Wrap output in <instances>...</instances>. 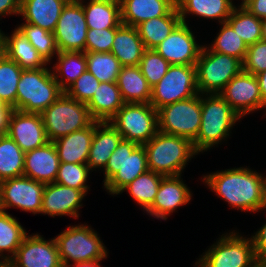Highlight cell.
<instances>
[{"label": "cell", "instance_id": "6da1fadb", "mask_svg": "<svg viewBox=\"0 0 266 267\" xmlns=\"http://www.w3.org/2000/svg\"><path fill=\"white\" fill-rule=\"evenodd\" d=\"M202 180L233 209L245 212L266 210L265 176L249 167L212 172L204 175Z\"/></svg>", "mask_w": 266, "mask_h": 267}, {"label": "cell", "instance_id": "7a4b0ae2", "mask_svg": "<svg viewBox=\"0 0 266 267\" xmlns=\"http://www.w3.org/2000/svg\"><path fill=\"white\" fill-rule=\"evenodd\" d=\"M240 119L220 94H201V125L192 142L195 151L200 154L218 146L230 136L231 129Z\"/></svg>", "mask_w": 266, "mask_h": 267}, {"label": "cell", "instance_id": "3957f363", "mask_svg": "<svg viewBox=\"0 0 266 267\" xmlns=\"http://www.w3.org/2000/svg\"><path fill=\"white\" fill-rule=\"evenodd\" d=\"M143 146L147 154L148 170L163 176L181 175L187 162L198 155L190 140L160 131Z\"/></svg>", "mask_w": 266, "mask_h": 267}, {"label": "cell", "instance_id": "277c9868", "mask_svg": "<svg viewBox=\"0 0 266 267\" xmlns=\"http://www.w3.org/2000/svg\"><path fill=\"white\" fill-rule=\"evenodd\" d=\"M147 170L144 146L122 139L102 170L105 177L104 188L110 195H119L128 184Z\"/></svg>", "mask_w": 266, "mask_h": 267}, {"label": "cell", "instance_id": "5b68a950", "mask_svg": "<svg viewBox=\"0 0 266 267\" xmlns=\"http://www.w3.org/2000/svg\"><path fill=\"white\" fill-rule=\"evenodd\" d=\"M64 91L55 81L51 68L22 70L16 94V110L42 113Z\"/></svg>", "mask_w": 266, "mask_h": 267}, {"label": "cell", "instance_id": "8992f818", "mask_svg": "<svg viewBox=\"0 0 266 267\" xmlns=\"http://www.w3.org/2000/svg\"><path fill=\"white\" fill-rule=\"evenodd\" d=\"M63 267H69L85 261L105 260L107 248L91 226L78 224L67 227L54 237Z\"/></svg>", "mask_w": 266, "mask_h": 267}, {"label": "cell", "instance_id": "52a82bcc", "mask_svg": "<svg viewBox=\"0 0 266 267\" xmlns=\"http://www.w3.org/2000/svg\"><path fill=\"white\" fill-rule=\"evenodd\" d=\"M41 116L50 142L86 128L95 121L85 103L69 97L65 92Z\"/></svg>", "mask_w": 266, "mask_h": 267}, {"label": "cell", "instance_id": "ba28073f", "mask_svg": "<svg viewBox=\"0 0 266 267\" xmlns=\"http://www.w3.org/2000/svg\"><path fill=\"white\" fill-rule=\"evenodd\" d=\"M195 66L200 94H219L243 70V62L238 58L212 51L205 45Z\"/></svg>", "mask_w": 266, "mask_h": 267}, {"label": "cell", "instance_id": "9c48e42d", "mask_svg": "<svg viewBox=\"0 0 266 267\" xmlns=\"http://www.w3.org/2000/svg\"><path fill=\"white\" fill-rule=\"evenodd\" d=\"M197 260L194 267H251L256 262L251 238L234 230L222 234Z\"/></svg>", "mask_w": 266, "mask_h": 267}, {"label": "cell", "instance_id": "30bf717a", "mask_svg": "<svg viewBox=\"0 0 266 267\" xmlns=\"http://www.w3.org/2000/svg\"><path fill=\"white\" fill-rule=\"evenodd\" d=\"M109 122L123 139L143 145L158 132V111L150 103H125Z\"/></svg>", "mask_w": 266, "mask_h": 267}, {"label": "cell", "instance_id": "8fae6325", "mask_svg": "<svg viewBox=\"0 0 266 267\" xmlns=\"http://www.w3.org/2000/svg\"><path fill=\"white\" fill-rule=\"evenodd\" d=\"M201 125V94L158 110V131L193 142Z\"/></svg>", "mask_w": 266, "mask_h": 267}, {"label": "cell", "instance_id": "7c38bea8", "mask_svg": "<svg viewBox=\"0 0 266 267\" xmlns=\"http://www.w3.org/2000/svg\"><path fill=\"white\" fill-rule=\"evenodd\" d=\"M195 65H170L166 74L151 89L150 104L160 108L198 95Z\"/></svg>", "mask_w": 266, "mask_h": 267}, {"label": "cell", "instance_id": "4fadbf2b", "mask_svg": "<svg viewBox=\"0 0 266 267\" xmlns=\"http://www.w3.org/2000/svg\"><path fill=\"white\" fill-rule=\"evenodd\" d=\"M87 23L79 0H69L64 6L53 32L58 52H85Z\"/></svg>", "mask_w": 266, "mask_h": 267}, {"label": "cell", "instance_id": "5bb4252c", "mask_svg": "<svg viewBox=\"0 0 266 267\" xmlns=\"http://www.w3.org/2000/svg\"><path fill=\"white\" fill-rule=\"evenodd\" d=\"M45 184L26 176L9 178L0 182V205L2 211L17 208L32 214H40Z\"/></svg>", "mask_w": 266, "mask_h": 267}, {"label": "cell", "instance_id": "9a60e30c", "mask_svg": "<svg viewBox=\"0 0 266 267\" xmlns=\"http://www.w3.org/2000/svg\"><path fill=\"white\" fill-rule=\"evenodd\" d=\"M219 94L241 118L262 108L266 110L257 77L244 70L233 77Z\"/></svg>", "mask_w": 266, "mask_h": 267}, {"label": "cell", "instance_id": "2e32d148", "mask_svg": "<svg viewBox=\"0 0 266 267\" xmlns=\"http://www.w3.org/2000/svg\"><path fill=\"white\" fill-rule=\"evenodd\" d=\"M187 23L181 22L154 50L171 65H196L203 45Z\"/></svg>", "mask_w": 266, "mask_h": 267}, {"label": "cell", "instance_id": "e0dca14e", "mask_svg": "<svg viewBox=\"0 0 266 267\" xmlns=\"http://www.w3.org/2000/svg\"><path fill=\"white\" fill-rule=\"evenodd\" d=\"M14 267H63L55 238L45 240L40 234H27L15 256Z\"/></svg>", "mask_w": 266, "mask_h": 267}, {"label": "cell", "instance_id": "ac0fdd59", "mask_svg": "<svg viewBox=\"0 0 266 267\" xmlns=\"http://www.w3.org/2000/svg\"><path fill=\"white\" fill-rule=\"evenodd\" d=\"M7 135L24 153L45 146L50 142L40 113H25L14 110L9 120Z\"/></svg>", "mask_w": 266, "mask_h": 267}, {"label": "cell", "instance_id": "d6986e66", "mask_svg": "<svg viewBox=\"0 0 266 267\" xmlns=\"http://www.w3.org/2000/svg\"><path fill=\"white\" fill-rule=\"evenodd\" d=\"M179 176H165L159 185L153 204L145 211L147 215L167 220V216L192 199V193Z\"/></svg>", "mask_w": 266, "mask_h": 267}, {"label": "cell", "instance_id": "ffe728a7", "mask_svg": "<svg viewBox=\"0 0 266 267\" xmlns=\"http://www.w3.org/2000/svg\"><path fill=\"white\" fill-rule=\"evenodd\" d=\"M86 193L82 190L63 186L53 182L45 184L42 195V208L40 214L51 217L70 216L74 219L79 217V208Z\"/></svg>", "mask_w": 266, "mask_h": 267}, {"label": "cell", "instance_id": "44dd1931", "mask_svg": "<svg viewBox=\"0 0 266 267\" xmlns=\"http://www.w3.org/2000/svg\"><path fill=\"white\" fill-rule=\"evenodd\" d=\"M59 157L53 142L25 153L23 176L43 184L55 182Z\"/></svg>", "mask_w": 266, "mask_h": 267}, {"label": "cell", "instance_id": "7402d4cb", "mask_svg": "<svg viewBox=\"0 0 266 267\" xmlns=\"http://www.w3.org/2000/svg\"><path fill=\"white\" fill-rule=\"evenodd\" d=\"M122 139L121 134L109 121H94V136L87 160V165L92 172L96 168H102V170L105 168L109 157Z\"/></svg>", "mask_w": 266, "mask_h": 267}, {"label": "cell", "instance_id": "603a6c76", "mask_svg": "<svg viewBox=\"0 0 266 267\" xmlns=\"http://www.w3.org/2000/svg\"><path fill=\"white\" fill-rule=\"evenodd\" d=\"M69 0H21L20 15L25 23L54 32L62 10Z\"/></svg>", "mask_w": 266, "mask_h": 267}, {"label": "cell", "instance_id": "cb8c5ba5", "mask_svg": "<svg viewBox=\"0 0 266 267\" xmlns=\"http://www.w3.org/2000/svg\"><path fill=\"white\" fill-rule=\"evenodd\" d=\"M94 136V122L53 141L59 161L65 163L87 164L89 150Z\"/></svg>", "mask_w": 266, "mask_h": 267}, {"label": "cell", "instance_id": "d4e9b609", "mask_svg": "<svg viewBox=\"0 0 266 267\" xmlns=\"http://www.w3.org/2000/svg\"><path fill=\"white\" fill-rule=\"evenodd\" d=\"M175 6L173 0H122L121 22L136 27L152 18L166 16Z\"/></svg>", "mask_w": 266, "mask_h": 267}, {"label": "cell", "instance_id": "484cf974", "mask_svg": "<svg viewBox=\"0 0 266 267\" xmlns=\"http://www.w3.org/2000/svg\"><path fill=\"white\" fill-rule=\"evenodd\" d=\"M145 50L136 27L121 24L117 28L111 53L122 66H138Z\"/></svg>", "mask_w": 266, "mask_h": 267}, {"label": "cell", "instance_id": "4316f807", "mask_svg": "<svg viewBox=\"0 0 266 267\" xmlns=\"http://www.w3.org/2000/svg\"><path fill=\"white\" fill-rule=\"evenodd\" d=\"M4 54L23 70L39 69L48 65L17 27L11 36L4 34Z\"/></svg>", "mask_w": 266, "mask_h": 267}, {"label": "cell", "instance_id": "83f0119b", "mask_svg": "<svg viewBox=\"0 0 266 267\" xmlns=\"http://www.w3.org/2000/svg\"><path fill=\"white\" fill-rule=\"evenodd\" d=\"M124 104L116 82H100L91 100L86 105L95 121L107 122Z\"/></svg>", "mask_w": 266, "mask_h": 267}, {"label": "cell", "instance_id": "f1b7e54d", "mask_svg": "<svg viewBox=\"0 0 266 267\" xmlns=\"http://www.w3.org/2000/svg\"><path fill=\"white\" fill-rule=\"evenodd\" d=\"M181 21L187 23V15L226 22L234 7L233 0H179L176 3ZM190 13V14H189Z\"/></svg>", "mask_w": 266, "mask_h": 267}, {"label": "cell", "instance_id": "f546056e", "mask_svg": "<svg viewBox=\"0 0 266 267\" xmlns=\"http://www.w3.org/2000/svg\"><path fill=\"white\" fill-rule=\"evenodd\" d=\"M79 1L83 6L88 29L118 28L122 24L120 2L114 0Z\"/></svg>", "mask_w": 266, "mask_h": 267}, {"label": "cell", "instance_id": "4dcf8cb0", "mask_svg": "<svg viewBox=\"0 0 266 267\" xmlns=\"http://www.w3.org/2000/svg\"><path fill=\"white\" fill-rule=\"evenodd\" d=\"M116 83L125 103H150L152 87L139 66H122Z\"/></svg>", "mask_w": 266, "mask_h": 267}, {"label": "cell", "instance_id": "1f68e13d", "mask_svg": "<svg viewBox=\"0 0 266 267\" xmlns=\"http://www.w3.org/2000/svg\"><path fill=\"white\" fill-rule=\"evenodd\" d=\"M175 6L166 16L155 17L136 26L146 49H154L181 23Z\"/></svg>", "mask_w": 266, "mask_h": 267}, {"label": "cell", "instance_id": "d6a6232c", "mask_svg": "<svg viewBox=\"0 0 266 267\" xmlns=\"http://www.w3.org/2000/svg\"><path fill=\"white\" fill-rule=\"evenodd\" d=\"M57 62L52 72L59 87L65 91L80 75L87 70L85 52L64 51L56 55Z\"/></svg>", "mask_w": 266, "mask_h": 267}, {"label": "cell", "instance_id": "836d02e7", "mask_svg": "<svg viewBox=\"0 0 266 267\" xmlns=\"http://www.w3.org/2000/svg\"><path fill=\"white\" fill-rule=\"evenodd\" d=\"M27 234L16 218L0 211V259L11 260ZM6 252L8 255H4Z\"/></svg>", "mask_w": 266, "mask_h": 267}, {"label": "cell", "instance_id": "e575fe53", "mask_svg": "<svg viewBox=\"0 0 266 267\" xmlns=\"http://www.w3.org/2000/svg\"><path fill=\"white\" fill-rule=\"evenodd\" d=\"M164 177L161 174L147 170L128 184L121 193L125 190L129 192L133 200L143 208V211H146L153 204L161 180Z\"/></svg>", "mask_w": 266, "mask_h": 267}, {"label": "cell", "instance_id": "d590c367", "mask_svg": "<svg viewBox=\"0 0 266 267\" xmlns=\"http://www.w3.org/2000/svg\"><path fill=\"white\" fill-rule=\"evenodd\" d=\"M25 153L8 135L0 136V182L23 176Z\"/></svg>", "mask_w": 266, "mask_h": 267}, {"label": "cell", "instance_id": "8d00e7d4", "mask_svg": "<svg viewBox=\"0 0 266 267\" xmlns=\"http://www.w3.org/2000/svg\"><path fill=\"white\" fill-rule=\"evenodd\" d=\"M226 22L249 46L262 40V19L257 18L244 7H234Z\"/></svg>", "mask_w": 266, "mask_h": 267}, {"label": "cell", "instance_id": "74e56055", "mask_svg": "<svg viewBox=\"0 0 266 267\" xmlns=\"http://www.w3.org/2000/svg\"><path fill=\"white\" fill-rule=\"evenodd\" d=\"M87 70L99 82H116L122 65L111 52H85Z\"/></svg>", "mask_w": 266, "mask_h": 267}, {"label": "cell", "instance_id": "f35d334b", "mask_svg": "<svg viewBox=\"0 0 266 267\" xmlns=\"http://www.w3.org/2000/svg\"><path fill=\"white\" fill-rule=\"evenodd\" d=\"M22 68L5 54L0 56V99L16 110L17 85Z\"/></svg>", "mask_w": 266, "mask_h": 267}, {"label": "cell", "instance_id": "ab89813d", "mask_svg": "<svg viewBox=\"0 0 266 267\" xmlns=\"http://www.w3.org/2000/svg\"><path fill=\"white\" fill-rule=\"evenodd\" d=\"M217 35L214 41H212L213 43L209 44L208 47L212 51L234 56L243 62L248 45L237 32L227 22H222L221 29Z\"/></svg>", "mask_w": 266, "mask_h": 267}, {"label": "cell", "instance_id": "60d3db41", "mask_svg": "<svg viewBox=\"0 0 266 267\" xmlns=\"http://www.w3.org/2000/svg\"><path fill=\"white\" fill-rule=\"evenodd\" d=\"M17 28L23 33L42 58L48 64L51 63L53 56L58 54L53 32L25 22L18 25Z\"/></svg>", "mask_w": 266, "mask_h": 267}, {"label": "cell", "instance_id": "b9f144b4", "mask_svg": "<svg viewBox=\"0 0 266 267\" xmlns=\"http://www.w3.org/2000/svg\"><path fill=\"white\" fill-rule=\"evenodd\" d=\"M90 171L87 164L60 162L55 182L87 194L90 186L86 183Z\"/></svg>", "mask_w": 266, "mask_h": 267}, {"label": "cell", "instance_id": "7bdbcfd3", "mask_svg": "<svg viewBox=\"0 0 266 267\" xmlns=\"http://www.w3.org/2000/svg\"><path fill=\"white\" fill-rule=\"evenodd\" d=\"M170 65L154 49H146L138 66L148 84L153 87L166 74Z\"/></svg>", "mask_w": 266, "mask_h": 267}, {"label": "cell", "instance_id": "ee69618b", "mask_svg": "<svg viewBox=\"0 0 266 267\" xmlns=\"http://www.w3.org/2000/svg\"><path fill=\"white\" fill-rule=\"evenodd\" d=\"M100 82L88 70L83 72L64 92L71 98L87 104L95 91L97 90Z\"/></svg>", "mask_w": 266, "mask_h": 267}, {"label": "cell", "instance_id": "f6af8a7d", "mask_svg": "<svg viewBox=\"0 0 266 267\" xmlns=\"http://www.w3.org/2000/svg\"><path fill=\"white\" fill-rule=\"evenodd\" d=\"M117 28L88 29L85 52H111Z\"/></svg>", "mask_w": 266, "mask_h": 267}, {"label": "cell", "instance_id": "bcb514c9", "mask_svg": "<svg viewBox=\"0 0 266 267\" xmlns=\"http://www.w3.org/2000/svg\"><path fill=\"white\" fill-rule=\"evenodd\" d=\"M243 70L253 75L266 70V41L260 40L248 46L243 61Z\"/></svg>", "mask_w": 266, "mask_h": 267}, {"label": "cell", "instance_id": "7dc6e473", "mask_svg": "<svg viewBox=\"0 0 266 267\" xmlns=\"http://www.w3.org/2000/svg\"><path fill=\"white\" fill-rule=\"evenodd\" d=\"M251 236L256 261L266 262V223Z\"/></svg>", "mask_w": 266, "mask_h": 267}, {"label": "cell", "instance_id": "c3c4849f", "mask_svg": "<svg viewBox=\"0 0 266 267\" xmlns=\"http://www.w3.org/2000/svg\"><path fill=\"white\" fill-rule=\"evenodd\" d=\"M20 4L21 0H0V17L12 14L19 16Z\"/></svg>", "mask_w": 266, "mask_h": 267}, {"label": "cell", "instance_id": "681fc988", "mask_svg": "<svg viewBox=\"0 0 266 267\" xmlns=\"http://www.w3.org/2000/svg\"><path fill=\"white\" fill-rule=\"evenodd\" d=\"M244 8L259 19H266V0H252Z\"/></svg>", "mask_w": 266, "mask_h": 267}, {"label": "cell", "instance_id": "f907efd6", "mask_svg": "<svg viewBox=\"0 0 266 267\" xmlns=\"http://www.w3.org/2000/svg\"><path fill=\"white\" fill-rule=\"evenodd\" d=\"M14 109H0V136L8 134L9 120Z\"/></svg>", "mask_w": 266, "mask_h": 267}, {"label": "cell", "instance_id": "816d5d0a", "mask_svg": "<svg viewBox=\"0 0 266 267\" xmlns=\"http://www.w3.org/2000/svg\"><path fill=\"white\" fill-rule=\"evenodd\" d=\"M257 77L259 88L263 100V104L266 106V70L261 73L255 75Z\"/></svg>", "mask_w": 266, "mask_h": 267}, {"label": "cell", "instance_id": "f5cc1de1", "mask_svg": "<svg viewBox=\"0 0 266 267\" xmlns=\"http://www.w3.org/2000/svg\"><path fill=\"white\" fill-rule=\"evenodd\" d=\"M102 260L99 261H85V262H80V263H76L74 265H71L69 267H101L100 262Z\"/></svg>", "mask_w": 266, "mask_h": 267}, {"label": "cell", "instance_id": "db71d44e", "mask_svg": "<svg viewBox=\"0 0 266 267\" xmlns=\"http://www.w3.org/2000/svg\"><path fill=\"white\" fill-rule=\"evenodd\" d=\"M4 34L0 29V56L4 54Z\"/></svg>", "mask_w": 266, "mask_h": 267}, {"label": "cell", "instance_id": "11a10c76", "mask_svg": "<svg viewBox=\"0 0 266 267\" xmlns=\"http://www.w3.org/2000/svg\"><path fill=\"white\" fill-rule=\"evenodd\" d=\"M0 267H14L11 260H0Z\"/></svg>", "mask_w": 266, "mask_h": 267}, {"label": "cell", "instance_id": "9f6ffc18", "mask_svg": "<svg viewBox=\"0 0 266 267\" xmlns=\"http://www.w3.org/2000/svg\"><path fill=\"white\" fill-rule=\"evenodd\" d=\"M262 40L266 41V19H262Z\"/></svg>", "mask_w": 266, "mask_h": 267}, {"label": "cell", "instance_id": "6f0895ef", "mask_svg": "<svg viewBox=\"0 0 266 267\" xmlns=\"http://www.w3.org/2000/svg\"><path fill=\"white\" fill-rule=\"evenodd\" d=\"M0 109H14L13 107L5 104L1 99H0Z\"/></svg>", "mask_w": 266, "mask_h": 267}, {"label": "cell", "instance_id": "680465c9", "mask_svg": "<svg viewBox=\"0 0 266 267\" xmlns=\"http://www.w3.org/2000/svg\"><path fill=\"white\" fill-rule=\"evenodd\" d=\"M251 267H266V262L256 261Z\"/></svg>", "mask_w": 266, "mask_h": 267}, {"label": "cell", "instance_id": "91938a15", "mask_svg": "<svg viewBox=\"0 0 266 267\" xmlns=\"http://www.w3.org/2000/svg\"><path fill=\"white\" fill-rule=\"evenodd\" d=\"M250 1H252V0H242L239 7H245Z\"/></svg>", "mask_w": 266, "mask_h": 267}]
</instances>
